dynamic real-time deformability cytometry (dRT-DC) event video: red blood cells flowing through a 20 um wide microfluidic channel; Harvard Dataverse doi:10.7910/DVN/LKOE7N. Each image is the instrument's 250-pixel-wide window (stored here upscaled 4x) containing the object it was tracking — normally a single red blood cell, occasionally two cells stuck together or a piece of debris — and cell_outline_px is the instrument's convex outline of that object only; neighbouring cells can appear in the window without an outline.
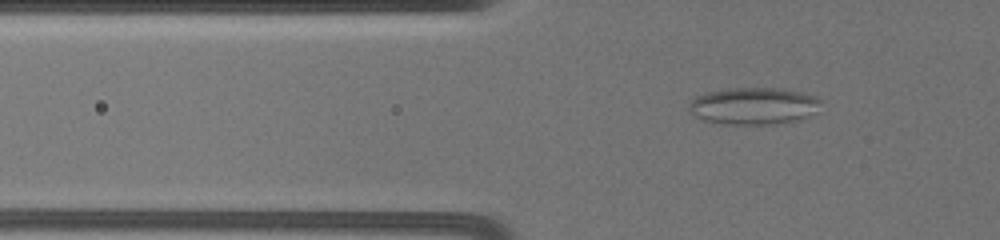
{"species": "common noctule bat (a hibernating species)", "species_latin": "Nyctalus noctula", "temperature_condition": "warm", "stored_images_in_passage": 52, "camera_frame_rate_fps": 3000, "um_per_image_px": 0.085, "animal": {"sex": "female", "body_mass_g": 19.5, "forearm_length_mm": 54.1}, "frame": {"image": 1, "passage_image": 12, "time_ms": 6.0, "image_size_px": [1000, 240], "cell_outline_px": [[824, 100], [808, 116], [796, 120], [776, 124], [724, 124], [704, 120], [696, 116], [688, 108], [688, 104], [696, 96], [708, 92], [728, 88], [784, 88], [800, 92]], "centroid_in_image_um": [64.04, 9.0], "position_along_channel_um": 61.8, "area_um2": 28.26}}
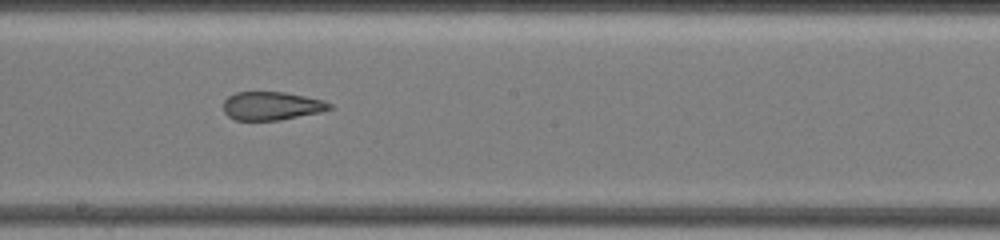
{"frame": {"image": 2, "passage_image": 30, "time_ms": 11.0, "image_size_px": [1000, 240], "cell_outline_px": [[332, 108], [320, 112], [280, 120], [236, 120], [228, 116], [224, 112], [224, 100], [228, 96], [236, 92], [284, 92], [324, 100], [332, 104]], "centroid_in_image_um": [23.08, 9.0], "position_along_channel_um": 225.1, "area_um2": 17.51}}
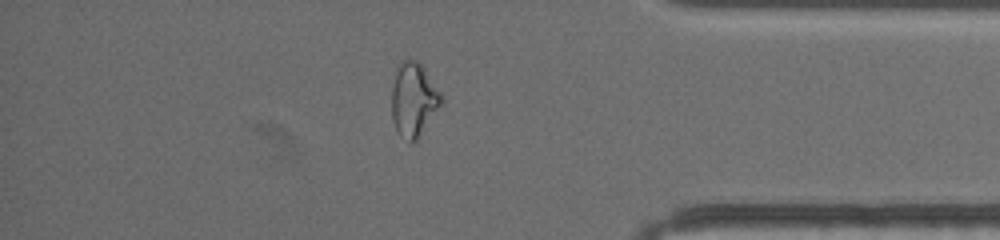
{"frame": {"image": 3, "passage_image": 45, "time_ms": 16.333, "image_size_px": [1000, 240], "cell_outline_px": [[444, 100], [420, 136], [416, 140], [408, 140], [400, 136], [396, 132], [392, 120], [392, 84], [396, 68], [404, 60], [416, 60], [424, 68], [440, 92]], "centroid_in_image_um": [35.14, 8.47], "position_along_channel_um": 400.1, "area_um2": 21.21}}